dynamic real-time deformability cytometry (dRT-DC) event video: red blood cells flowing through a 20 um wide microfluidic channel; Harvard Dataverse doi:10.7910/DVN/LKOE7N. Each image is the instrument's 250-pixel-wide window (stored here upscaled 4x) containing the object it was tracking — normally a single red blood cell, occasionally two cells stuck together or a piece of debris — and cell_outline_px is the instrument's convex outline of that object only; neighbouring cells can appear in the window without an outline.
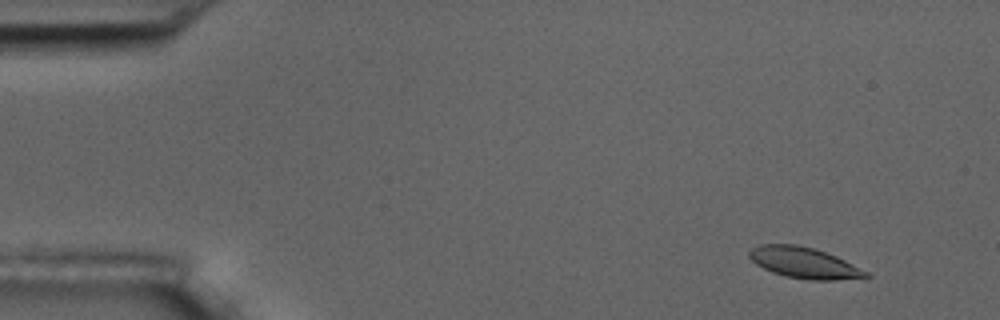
{"species": "common noctule bat (a hibernating species)", "species_latin": "Nyctalus noctula", "temperature_condition": "room temperature", "stored_images_in_passage": 8, "camera_frame_rate_fps": 3000, "um_per_image_px": 0.085, "animal": {"sex": "male", "body_mass_g": 17.5, "forearm_length_mm": 52.3}, "frame": {"image": 1, "passage_image": 2, "time_ms": 1.333, "image_size_px": [1000, 320], "cell_outline_px": [[872, 276], [836, 280], [808, 280], [788, 276], [772, 272], [756, 264], [748, 256], [748, 252], [752, 248], [760, 244], [796, 244], [812, 248], [836, 256], [868, 272]], "centroid_in_image_um": [68.33, 22.33], "position_along_channel_um": 16.7, "area_um2": 20.81}}
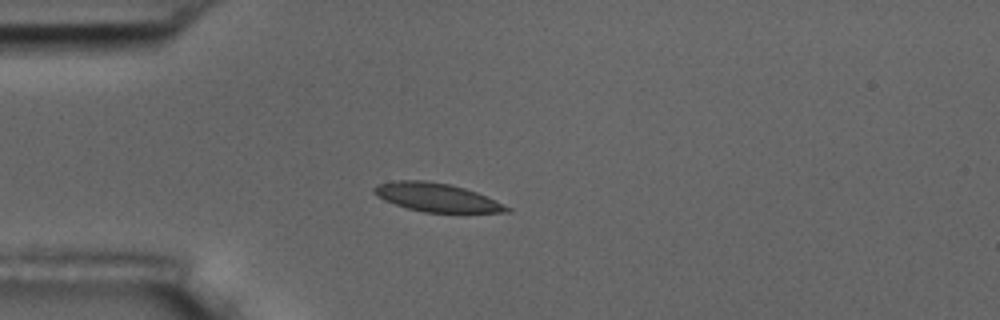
{"frame": {"image": 2, "passage_image": 5, "time_ms": 4.667, "image_size_px": [1000, 320], "cell_outline_px": [[512, 212], [424, 212], [408, 208], [384, 200], [372, 192], [372, 188], [376, 184], [392, 180], [424, 180], [448, 184], [464, 188], [476, 192], [512, 208]], "centroid_in_image_um": [37.07, 16.77], "position_along_channel_um": 47.9, "area_um2": 21.85}}